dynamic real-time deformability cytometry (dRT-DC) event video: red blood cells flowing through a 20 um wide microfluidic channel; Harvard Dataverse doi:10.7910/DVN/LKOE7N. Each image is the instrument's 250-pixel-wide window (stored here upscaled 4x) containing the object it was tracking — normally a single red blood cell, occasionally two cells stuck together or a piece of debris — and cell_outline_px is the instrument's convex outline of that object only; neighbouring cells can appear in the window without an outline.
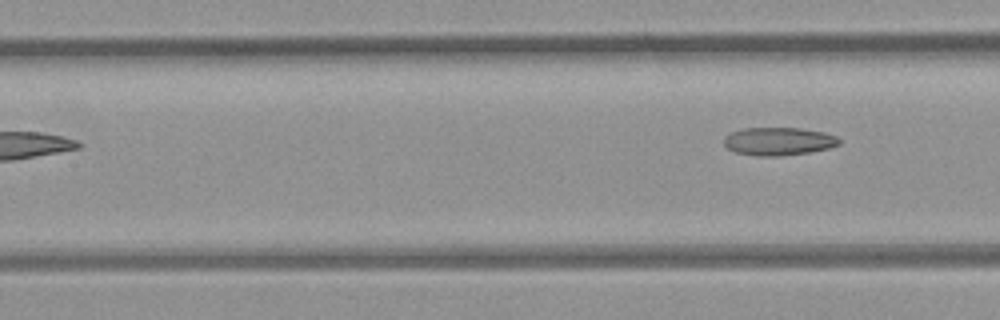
{"species": "common noctule bat (a hibernating species)", "species_latin": "Nyctalus noctula", "temperature_condition": "room temperature", "stored_images_in_passage": 6, "camera_frame_rate_fps": 3000, "um_per_image_px": 0.085, "animal": {"sex": "female", "body_mass_g": 21.9}, "frame": {"image": 1, "passage_image": 6, "time_ms": 6.0, "image_size_px": [1000, 320], "cell_outline_px": [[840, 144], [828, 148], [808, 152], [780, 156], [756, 156], [736, 152], [728, 148], [724, 144], [724, 136], [732, 132], [744, 128], [800, 128], [824, 132], [836, 136], [840, 140]], "centroid_in_image_um": [66.17, 12.01], "position_along_channel_um": 141.2, "area_um2": 18.73}}